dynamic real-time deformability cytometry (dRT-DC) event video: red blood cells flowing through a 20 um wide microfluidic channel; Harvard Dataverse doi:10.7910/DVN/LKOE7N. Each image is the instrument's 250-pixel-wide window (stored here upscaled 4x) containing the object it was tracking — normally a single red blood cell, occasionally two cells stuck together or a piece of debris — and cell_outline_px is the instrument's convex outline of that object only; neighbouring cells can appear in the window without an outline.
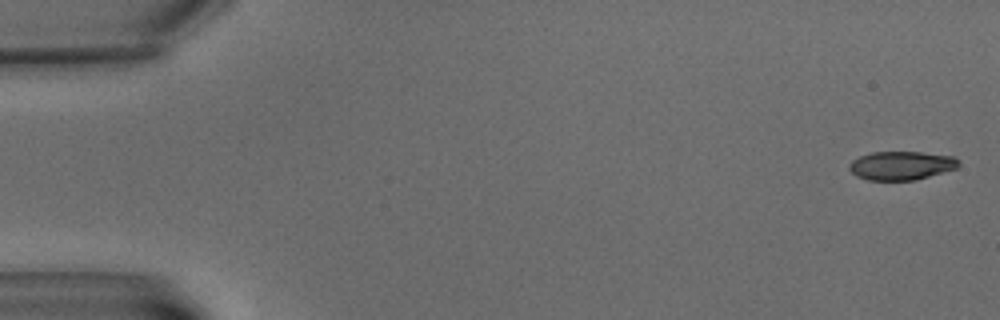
{"species": "common noctule bat (a hibernating species)", "species_latin": "Nyctalus noctula", "temperature_condition": "warm", "stored_images_in_passage": 8, "camera_frame_rate_fps": 3000, "um_per_image_px": 0.085, "animal": {"sex": "male", "body_mass_g": 15.6}, "frame": {"image": 1, "passage_image": 1, "time_ms": 0.0, "image_size_px": [1000, 320], "cell_outline_px": [[960, 164], [956, 168], [916, 180], [868, 180], [856, 176], [848, 168], [848, 164], [852, 160], [860, 156], [872, 152], [920, 152], [956, 156], [960, 160]], "centroid_in_image_um": [76.62, 14.06], "position_along_channel_um": 8.4, "area_um2": 18.38}}
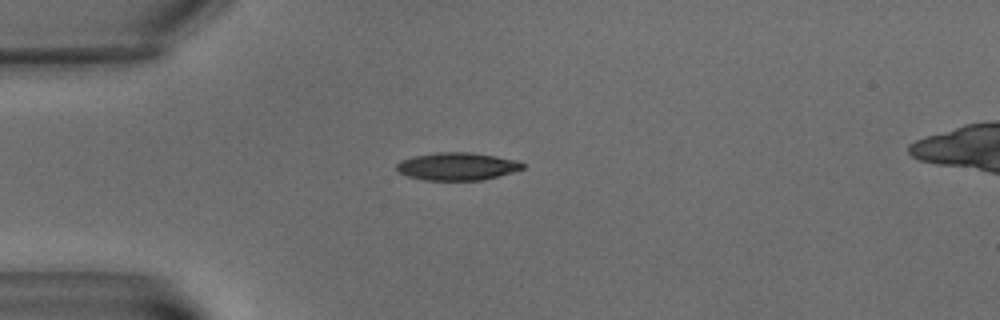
{"frame": {"image": 2, "passage_image": 6, "time_ms": 5.667, "image_size_px": [1000, 320], "cell_outline_px": [[524, 168], [512, 172], [484, 180], [424, 180], [408, 176], [396, 172], [396, 164], [400, 160], [412, 156], [436, 152], [468, 152], [496, 156], [520, 160], [524, 164]], "centroid_in_image_um": [38.84, 14.14], "position_along_channel_um": 46.2, "area_um2": 20.58}}
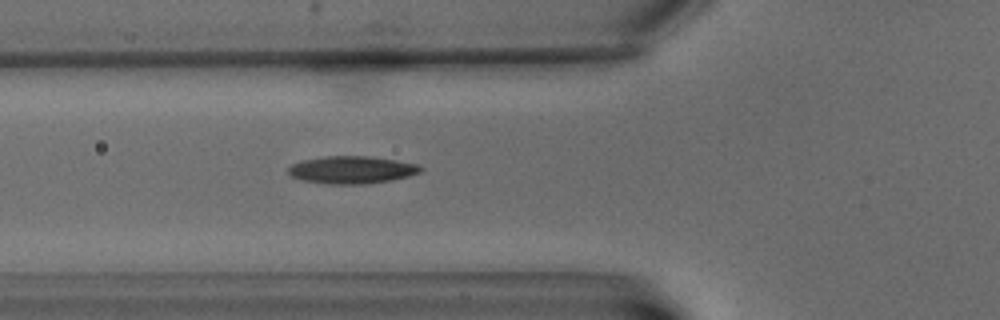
{"frame": {"image": 3, "passage_image": 8, "time_ms": 8.0, "image_size_px": [1000, 320], "cell_outline_px": [[424, 168], [420, 172], [408, 176], [392, 180], [364, 184], [328, 184], [300, 180], [292, 176], [288, 172], [288, 168], [292, 164], [304, 160], [324, 156], [372, 156], [420, 164]], "centroid_in_image_um": [29.93, 14.43], "position_along_channel_um": 95.9, "area_um2": 21.33}}